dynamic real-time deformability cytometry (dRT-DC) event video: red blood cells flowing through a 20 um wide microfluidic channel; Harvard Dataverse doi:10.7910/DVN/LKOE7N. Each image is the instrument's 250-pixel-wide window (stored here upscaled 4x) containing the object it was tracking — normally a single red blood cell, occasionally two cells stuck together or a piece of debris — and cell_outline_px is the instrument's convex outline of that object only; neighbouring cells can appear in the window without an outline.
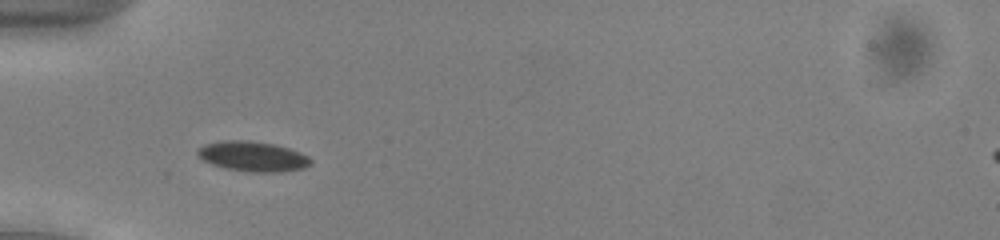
{"species": "common noctule bat (a hibernating species)", "species_latin": "Nyctalus noctula", "temperature_condition": "cold", "stored_images_in_passage": 45, "camera_frame_rate_fps": 3000, "um_per_image_px": 0.085, "animal": {"sex": "male", "body_mass_g": 13.0, "forearm_length_mm": 53.1}, "frame": {"image": 1, "passage_image": 9, "time_ms": 2.667, "image_size_px": [1000, 240], "cell_outline_px": [[312, 164], [304, 168], [280, 172], [248, 172], [224, 168], [212, 164], [196, 156], [196, 152], [204, 144], [220, 140], [248, 140], [276, 144], [300, 152], [308, 156], [312, 160]], "centroid_in_image_um": [21.48, 13.29], "position_along_channel_um": 63.5, "area_um2": 20.06}}
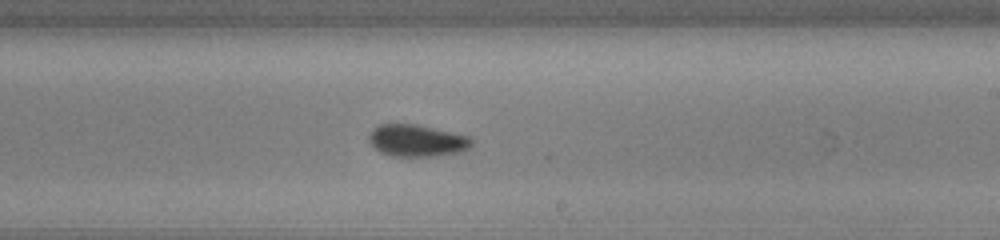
{"frame": {"image": 2, "passage_image": 24, "time_ms": 7.667, "image_size_px": [1000, 240], "cell_outline_px": [[472, 144], [468, 148], [460, 152], [436, 156], [392, 156], [380, 152], [368, 140], [368, 136], [372, 128], [380, 124], [416, 124], [468, 136], [472, 140]], "centroid_in_image_um": [35.4, 11.95], "position_along_channel_um": 253.6, "area_um2": 19.02}}
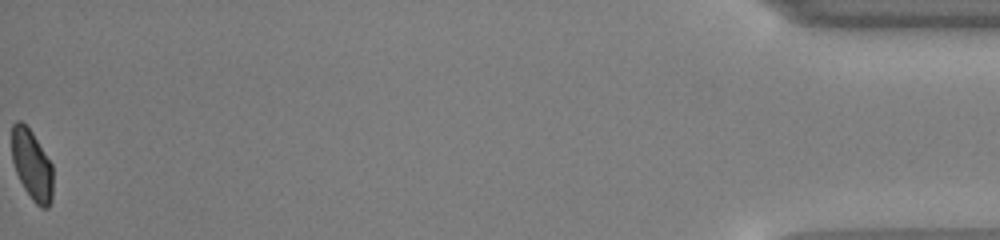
{"frame": {"image": 3, "passage_image": 45, "time_ms": 14.667, "image_size_px": [1000, 240], "cell_outline_px": [[52, 200], [48, 208], [40, 208], [32, 200], [24, 188], [16, 172], [12, 160], [12, 124], [16, 120], [20, 120], [32, 132], [52, 164]], "centroid_in_image_um": [2.71, 14.04], "position_along_channel_um": 432.5, "area_um2": 16.82}, "authors_computed_cell_mechanics": {"area_um2": 18.6694, "velocity_mm_per_s": 3.8952, "shape_relaxation_time_tau1_ms": 1.5561, "shape_relaxation_time_tau2_ms": null, "deformation_change_tau1": 0.0618, "deformation_change_tau2": null}}